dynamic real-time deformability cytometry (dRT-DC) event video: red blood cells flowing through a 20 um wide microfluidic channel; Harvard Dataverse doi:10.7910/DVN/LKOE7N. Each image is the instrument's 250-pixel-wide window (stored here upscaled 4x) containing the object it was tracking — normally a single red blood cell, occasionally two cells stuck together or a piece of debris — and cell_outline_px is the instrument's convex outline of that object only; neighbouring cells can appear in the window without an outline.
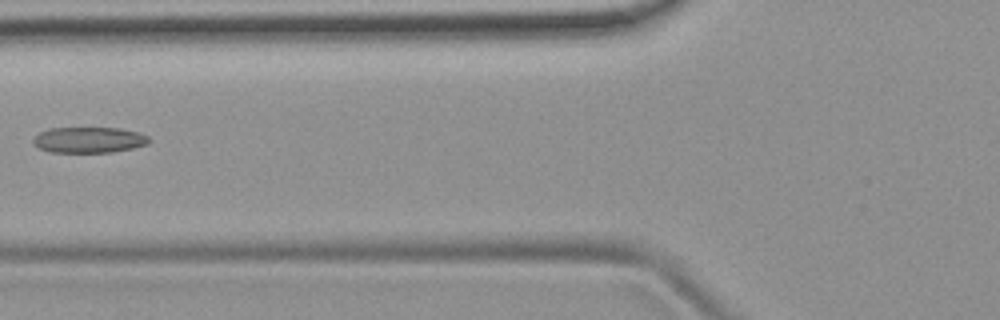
{"species": "common noctule bat (a hibernating species)", "species_latin": "Nyctalus noctula", "temperature_condition": "room temperature", "stored_images_in_passage": 7, "camera_frame_rate_fps": 3000, "um_per_image_px": 0.085, "animal": {"sex": "female", "body_mass_g": 19.9}, "frame": {"image": 1, "passage_image": 6, "time_ms": 5.667, "image_size_px": [1000, 320], "cell_outline_px": [[152, 140], [148, 144], [132, 148], [112, 152], [52, 152], [40, 148], [32, 140], [40, 132], [48, 128], [120, 128], [140, 132], [148, 136]], "centroid_in_image_um": [7.62, 11.88], "position_along_channel_um": 118.2, "area_um2": 17.4}}
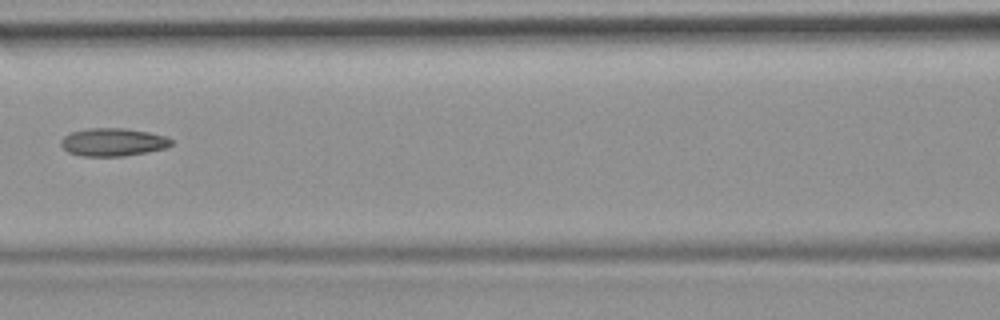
{"frame": {"image": 2, "passage_image": 7, "time_ms": 6.667, "image_size_px": [1000, 320], "cell_outline_px": [[172, 144], [164, 148], [148, 152], [124, 156], [80, 156], [68, 152], [60, 144], [60, 140], [64, 136], [72, 132], [88, 128], [124, 128], [148, 132], [168, 136], [172, 140]], "centroid_in_image_um": [9.6, 12.08], "position_along_channel_um": 157.0, "area_um2": 18.03}}